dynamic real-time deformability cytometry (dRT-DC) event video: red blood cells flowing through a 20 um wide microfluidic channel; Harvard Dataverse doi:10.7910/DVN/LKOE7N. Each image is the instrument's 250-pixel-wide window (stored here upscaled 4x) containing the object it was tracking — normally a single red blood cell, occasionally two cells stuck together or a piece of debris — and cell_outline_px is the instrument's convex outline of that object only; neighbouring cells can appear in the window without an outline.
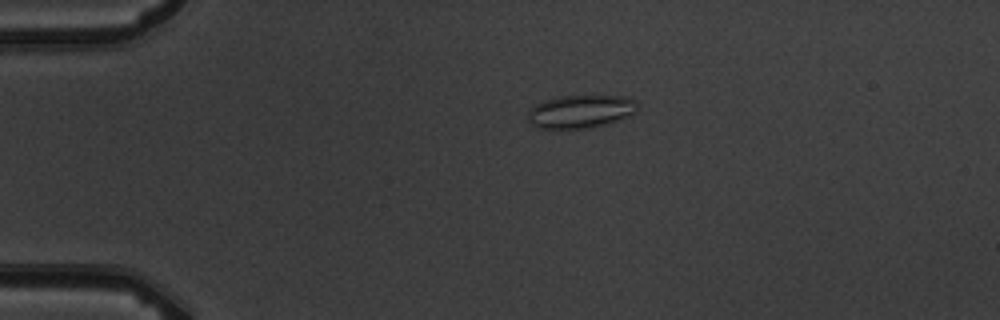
{"species": "common noctule bat (a hibernating species)", "species_latin": "Nyctalus noctula", "temperature_condition": "warm", "stored_images_in_passage": 5, "camera_frame_rate_fps": 3000, "um_per_image_px": 0.085, "animal": {"sex": "male", "body_mass_g": 19.5, "forearm_length_mm": 54.6}, "frame": {"image": 1, "passage_image": 2, "time_ms": 1.333, "image_size_px": [1000, 320], "cell_outline_px": [[636, 112], [628, 116], [604, 124], [588, 128], [540, 128], [532, 124], [528, 120], [528, 112], [536, 104], [544, 100], [560, 96], [628, 96], [636, 100]], "centroid_in_image_um": [49.35, 9.46], "position_along_channel_um": 35.6, "area_um2": 20.87}}
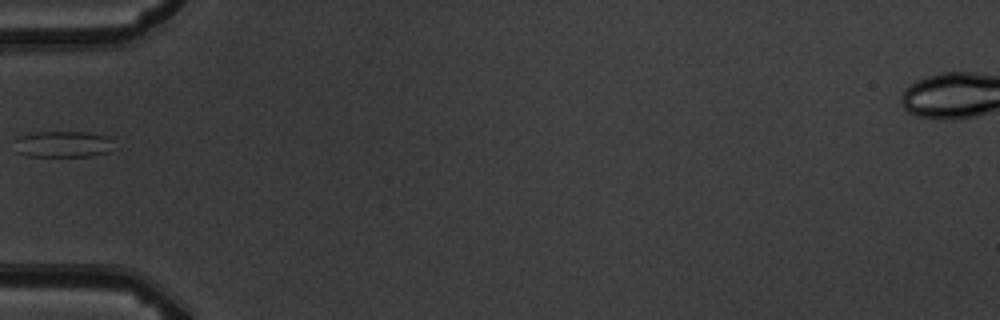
{"frame": {"image": 2, "passage_image": 4, "time_ms": 3.667, "image_size_px": [1000, 320], "cell_outline_px": [[108, 152], [92, 156], [28, 156], [16, 152], [12, 140], [16, 136], [36, 132], [88, 132], [104, 136]], "centroid_in_image_um": [5.12, 12.26], "position_along_channel_um": 79.9, "area_um2": 14.91}}
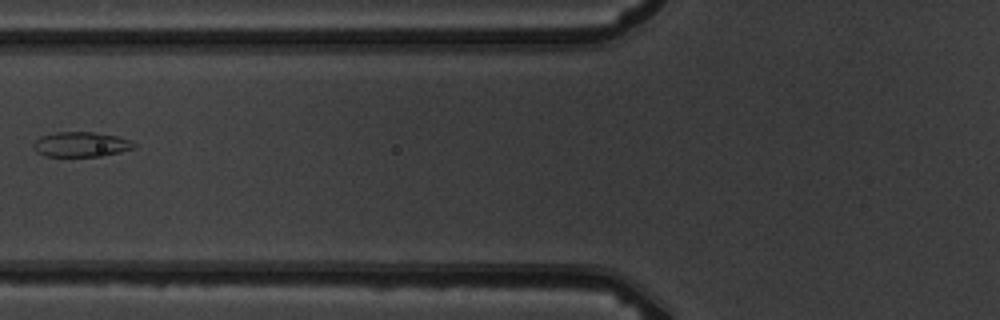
{"frame": {"image": 3, "passage_image": 5, "time_ms": 4.667, "image_size_px": [1000, 320], "cell_outline_px": [[136, 148], [120, 152], [100, 156], [44, 156], [36, 152], [32, 148], [32, 144], [40, 136], [56, 132], [96, 132], [116, 136], [128, 140], [136, 144]], "centroid_in_image_um": [6.85, 12.27], "position_along_channel_um": 118.9, "area_um2": 14.68}}